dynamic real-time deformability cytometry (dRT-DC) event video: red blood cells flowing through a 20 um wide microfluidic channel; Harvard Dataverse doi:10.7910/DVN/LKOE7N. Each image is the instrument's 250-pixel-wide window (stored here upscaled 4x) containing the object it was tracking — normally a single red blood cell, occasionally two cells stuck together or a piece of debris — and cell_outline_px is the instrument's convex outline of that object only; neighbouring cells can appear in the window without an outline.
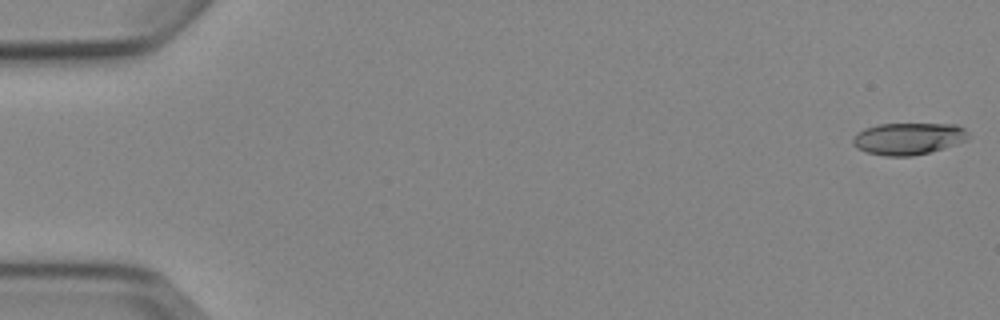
{"species": "Egyptian fruit bat (a non-hibernating species)", "species_latin": "Rousettus aegyptiacus", "temperature_condition": "cold", "stored_images_in_passage": 6, "camera_frame_rate_fps": 3000, "um_per_image_px": 0.085, "animal": {"sex": "female"}, "frame": {"image": 1, "passage_image": 1, "time_ms": 0.0, "image_size_px": [1000, 320], "cell_outline_px": [[972, 136], [964, 140], [944, 148], [912, 156], [888, 156], [868, 152], [856, 148], [852, 144], [852, 136], [856, 132], [864, 128], [880, 124], [956, 124], [964, 128]], "centroid_in_image_um": [77.18, 11.77], "position_along_channel_um": 7.8, "area_um2": 21.5}}
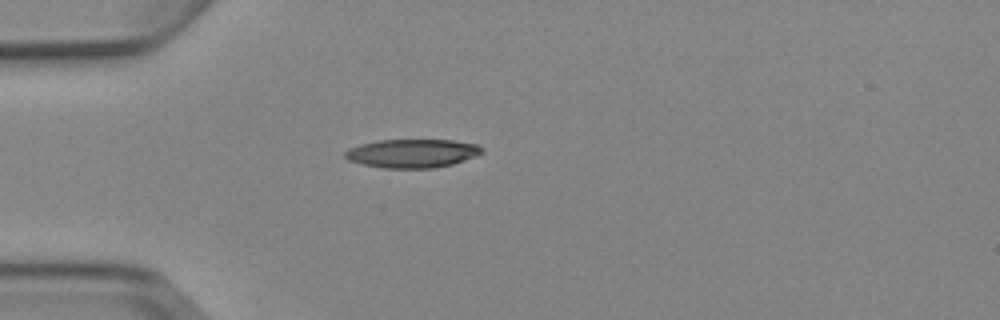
{"frame": {"image": 2, "passage_image": 5, "time_ms": 4.667, "image_size_px": [1000, 320], "cell_outline_px": [[484, 152], [476, 156], [452, 164], [432, 168], [384, 168], [364, 164], [348, 160], [344, 156], [344, 152], [348, 148], [360, 144], [380, 140], [452, 140], [476, 144], [484, 148]], "centroid_in_image_um": [35.05, 13.03], "position_along_channel_um": 50.0, "area_um2": 22.77}}